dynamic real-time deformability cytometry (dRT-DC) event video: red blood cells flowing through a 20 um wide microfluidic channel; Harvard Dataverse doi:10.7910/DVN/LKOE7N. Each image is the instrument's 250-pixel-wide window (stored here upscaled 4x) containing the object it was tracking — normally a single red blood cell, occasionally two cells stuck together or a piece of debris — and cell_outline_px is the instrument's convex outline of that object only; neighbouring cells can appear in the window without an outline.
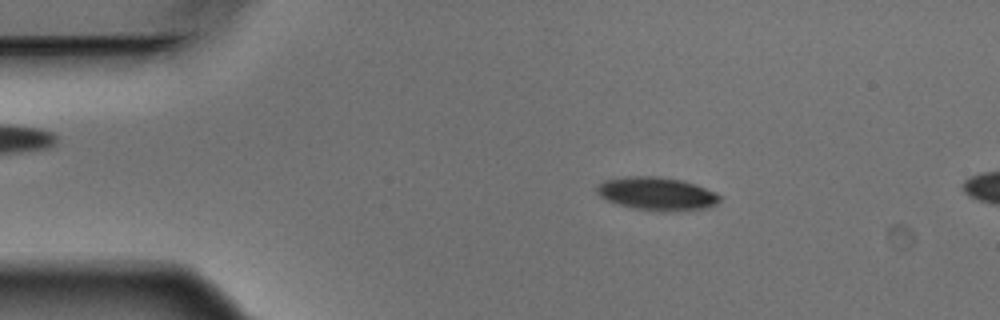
{"species": "Egyptian fruit bat (a non-hibernating species)", "species_latin": "Rousettus aegyptiacus", "temperature_condition": "warm", "stored_images_in_passage": 4, "camera_frame_rate_fps": 3000, "um_per_image_px": 0.085, "animal": {"sex": "male"}, "frame": {"image": 1, "passage_image": 3, "time_ms": 0.667, "image_size_px": [1000, 320], "cell_outline_px": [[720, 200], [716, 204], [708, 208], [632, 208], [616, 204], [600, 196], [596, 192], [596, 184], [604, 180], [628, 176], [656, 176], [680, 180], [696, 184], [716, 192], [720, 196]], "centroid_in_image_um": [55.77, 16.4], "position_along_channel_um": 29.2, "area_um2": 22.83}}